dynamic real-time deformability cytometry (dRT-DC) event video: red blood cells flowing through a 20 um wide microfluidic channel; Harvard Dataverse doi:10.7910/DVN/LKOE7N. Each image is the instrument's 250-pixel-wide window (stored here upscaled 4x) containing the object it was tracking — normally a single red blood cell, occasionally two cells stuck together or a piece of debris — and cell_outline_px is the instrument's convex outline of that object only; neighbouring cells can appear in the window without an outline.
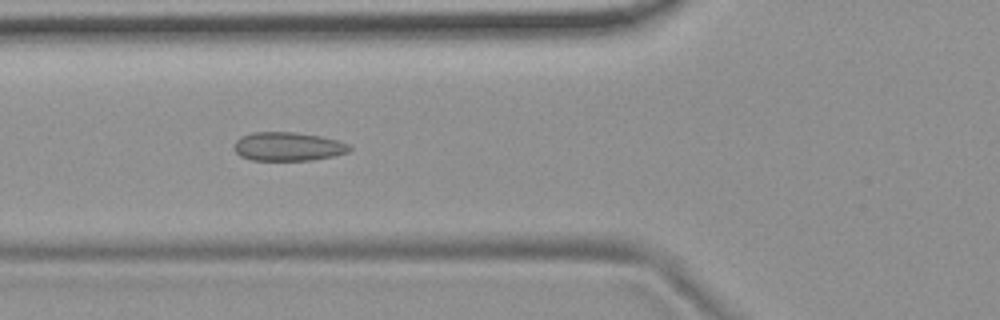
{"species": "common noctule bat (a hibernating species)", "species_latin": "Nyctalus noctula", "temperature_condition": "room temperature", "stored_images_in_passage": 9, "camera_frame_rate_fps": 3000, "um_per_image_px": 0.085, "animal": {"sex": "female", "body_mass_g": 19.9}, "frame": {"image": 1, "passage_image": 2, "time_ms": 0.333, "image_size_px": [1000, 320], "cell_outline_px": [[352, 148], [348, 152], [332, 156], [312, 160], [252, 160], [240, 156], [232, 148], [236, 140], [240, 136], [252, 132], [292, 132], [320, 136], [336, 140], [348, 144]], "centroid_in_image_um": [24.43, 12.45], "position_along_channel_um": 101.4, "area_um2": 19.31}}
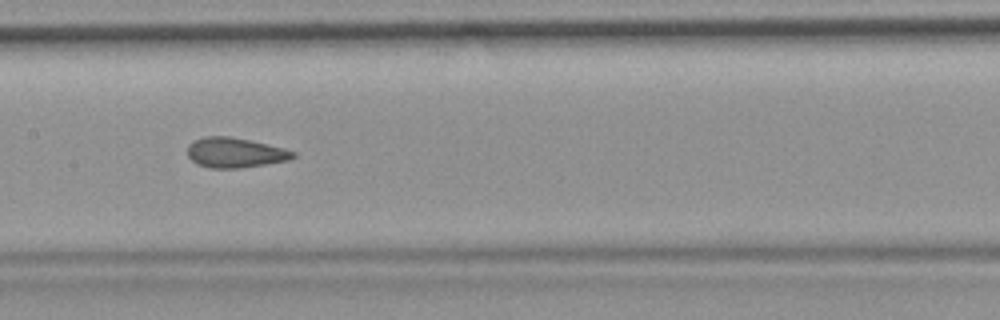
{"frame": {"image": 2, "passage_image": 4, "time_ms": 1.0, "image_size_px": [1000, 320], "cell_outline_px": [[296, 156], [288, 160], [240, 168], [212, 168], [196, 164], [188, 156], [188, 144], [192, 140], [204, 136], [228, 136], [248, 140], [284, 148], [296, 152]], "centroid_in_image_um": [19.94, 12.97], "position_along_channel_um": 187.5, "area_um2": 18.38}}
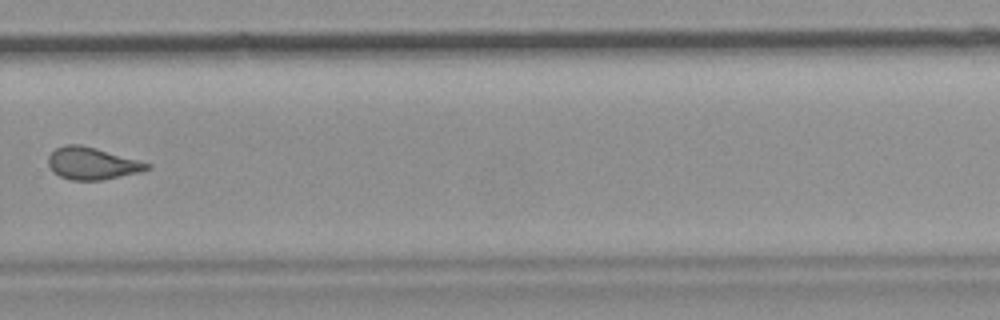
{"frame": {"image": 3, "passage_image": 7, "time_ms": 2.0, "image_size_px": [1000, 320], "cell_outline_px": [[152, 168], [140, 172], [104, 180], [72, 180], [60, 176], [48, 164], [48, 156], [56, 148], [64, 144], [80, 144], [96, 148], [152, 164]], "centroid_in_image_um": [7.86, 13.89], "position_along_channel_um": 321.9, "area_um2": 18.44}}